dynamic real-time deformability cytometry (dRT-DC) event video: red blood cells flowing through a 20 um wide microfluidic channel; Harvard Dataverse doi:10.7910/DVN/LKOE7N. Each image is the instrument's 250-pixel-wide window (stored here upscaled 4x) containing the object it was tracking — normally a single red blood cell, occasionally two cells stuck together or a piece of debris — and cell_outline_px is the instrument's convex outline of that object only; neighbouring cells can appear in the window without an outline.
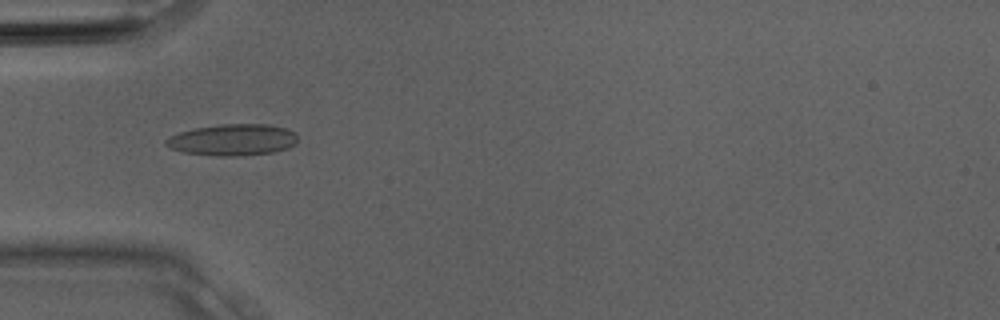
{"species": "Egyptian fruit bat (a non-hibernating species)", "species_latin": "Rousettus aegyptiacus", "temperature_condition": "room temperature", "stored_images_in_passage": 28, "camera_frame_rate_fps": 3000, "um_per_image_px": 0.085, "animal": {"sex": "male"}, "frame": {"image": 1, "passage_image": 6, "time_ms": 1.667, "image_size_px": [1000, 320], "cell_outline_px": [[296, 144], [288, 148], [272, 152], [240, 156], [216, 156], [184, 152], [172, 148], [164, 144], [164, 140], [180, 132], [196, 128], [224, 124], [268, 124], [288, 128], [296, 132]], "centroid_in_image_um": [19.83, 11.88], "position_along_channel_um": 65.2, "area_um2": 24.1}}
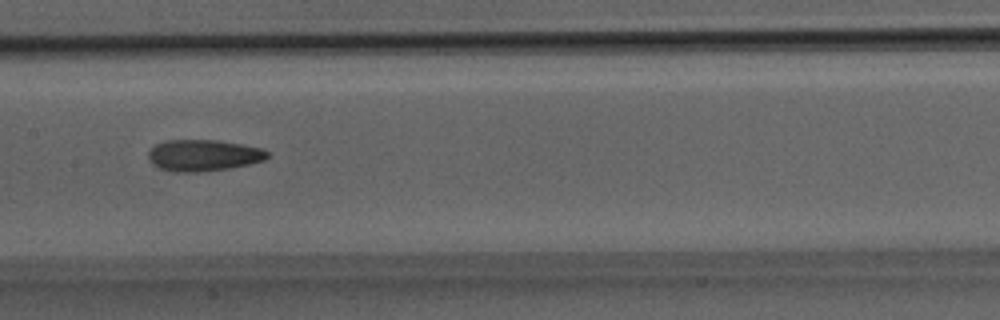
{"frame": {"image": 2, "passage_image": 12, "time_ms": 3.667, "image_size_px": [1000, 320], "cell_outline_px": [[268, 156], [264, 160], [232, 168], [196, 172], [172, 172], [160, 168], [152, 164], [148, 160], [148, 152], [156, 144], [168, 140], [216, 140], [240, 144], [260, 148], [268, 152]], "centroid_in_image_um": [17.25, 13.21], "position_along_channel_um": 190.1, "area_um2": 21.73}}
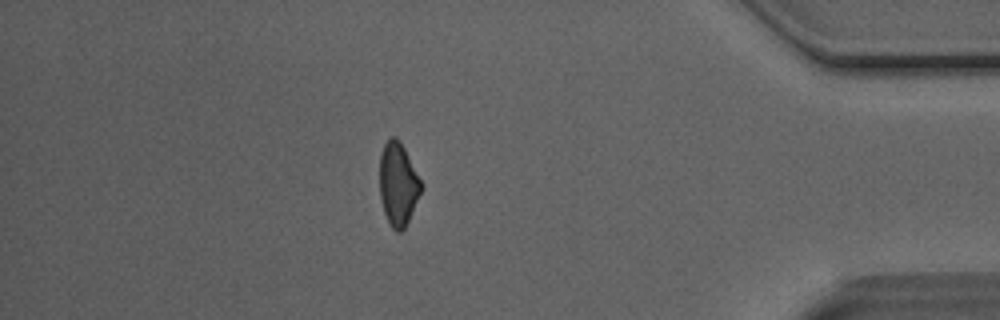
{"frame": {"image": 3, "passage_image": 24, "time_ms": 7.667, "image_size_px": [1000, 320], "cell_outline_px": [[424, 184], [408, 220], [404, 228], [400, 232], [396, 232], [388, 224], [380, 200], [380, 152], [384, 144], [392, 136], [396, 136], [400, 140]], "centroid_in_image_um": [33.83, 15.63], "position_along_channel_um": 401.4, "area_um2": 20.23}}